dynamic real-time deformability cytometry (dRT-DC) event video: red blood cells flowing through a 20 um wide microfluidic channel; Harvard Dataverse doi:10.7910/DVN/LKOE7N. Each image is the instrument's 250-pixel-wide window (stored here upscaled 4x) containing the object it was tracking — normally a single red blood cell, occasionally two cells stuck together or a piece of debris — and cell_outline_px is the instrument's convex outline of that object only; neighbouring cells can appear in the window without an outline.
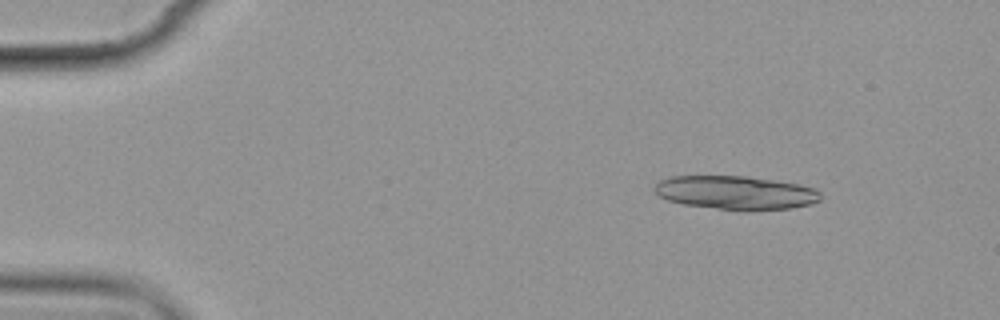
{"species": "common noctule bat (a hibernating species)", "species_latin": "Nyctalus noctula", "temperature_condition": "cold", "stored_images_in_passage": 6, "camera_frame_rate_fps": 3000, "um_per_image_px": 0.085, "animal": {"sex": "female", "body_mass_g": 19.9}, "frame": {"image": 1, "passage_image": 2, "time_ms": 1.333, "image_size_px": [1000, 320], "cell_outline_px": [[820, 200], [812, 204], [792, 208], [748, 212], [744, 212], [684, 204], [668, 200], [660, 196], [652, 188], [660, 180], [672, 176], [748, 176], [800, 184], [816, 188], [820, 192]], "centroid_in_image_um": [62.58, 16.39], "position_along_channel_um": 22.4, "area_um2": 33.06}}